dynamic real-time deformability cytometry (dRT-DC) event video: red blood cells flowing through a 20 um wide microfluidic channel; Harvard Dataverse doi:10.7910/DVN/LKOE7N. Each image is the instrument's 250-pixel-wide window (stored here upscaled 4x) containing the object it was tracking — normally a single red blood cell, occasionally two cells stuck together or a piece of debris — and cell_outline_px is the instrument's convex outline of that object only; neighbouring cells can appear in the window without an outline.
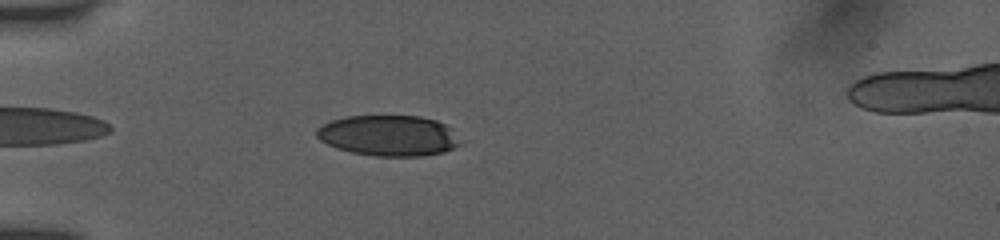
{"species": "human", "species_latin": "Homo sapiens", "temperature_condition": "room temperature", "stored_images_in_passage": 38, "camera_frame_rate_fps": 3000, "um_per_image_px": 0.085, "donor": {"sex": "female"}, "frame": {"image": 1, "passage_image": 4, "time_ms": 1.0, "image_size_px": [1000, 240], "cell_outline_px": [[464, 144], [444, 152], [420, 156], [376, 156], [352, 152], [336, 148], [320, 140], [316, 136], [316, 128], [332, 120], [348, 116], [420, 116], [436, 120], [452, 128]], "centroid_in_image_um": [33.08, 11.53], "position_along_channel_um": 51.9, "area_um2": 34.28}}
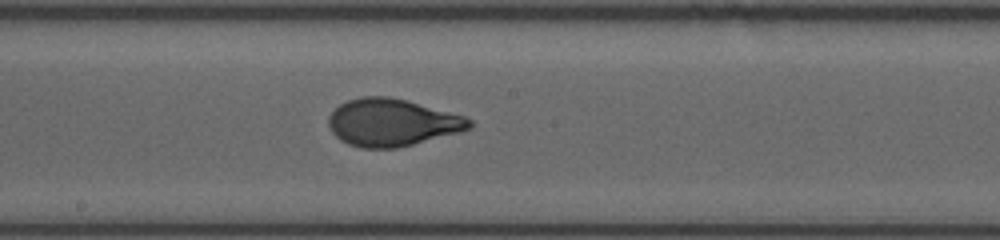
{"frame": {"image": 2, "passage_image": 18, "time_ms": 5.667, "image_size_px": [1000, 240], "cell_outline_px": [[472, 128], [460, 132], [396, 148], [360, 148], [348, 144], [340, 140], [332, 132], [328, 124], [328, 116], [340, 104], [348, 100], [360, 96], [388, 96], [408, 100], [464, 116], [472, 120]], "centroid_in_image_um": [33.31, 10.4], "position_along_channel_um": 214.9, "area_um2": 38.9}}
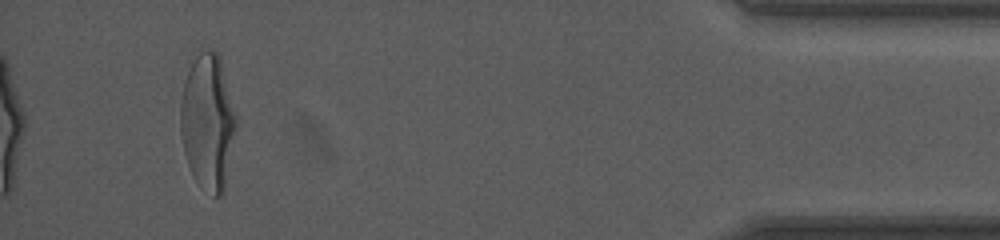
{"frame": {"image": 3, "passage_image": 38, "time_ms": 12.333, "image_size_px": [1000, 240], "cell_outline_px": [[236, 128], [224, 192], [220, 196], [216, 196], [196, 180], [188, 164], [184, 152], [180, 132], [180, 100], [184, 80], [200, 44], [216, 52], [220, 56], [236, 116]], "centroid_in_image_um": [17.65, 10.25], "position_along_channel_um": 417.6, "area_um2": 44.1}, "authors_computed_cell_mechanics": {"area_um2": 38.5526, "velocity_mm_per_s": 3.9199, "shape_relaxation_time_tau1_ms": 4.1112, "shape_relaxation_time_tau2_ms": null, "deformation_change_tau1": 0.2162, "deformation_change_tau2": null}}